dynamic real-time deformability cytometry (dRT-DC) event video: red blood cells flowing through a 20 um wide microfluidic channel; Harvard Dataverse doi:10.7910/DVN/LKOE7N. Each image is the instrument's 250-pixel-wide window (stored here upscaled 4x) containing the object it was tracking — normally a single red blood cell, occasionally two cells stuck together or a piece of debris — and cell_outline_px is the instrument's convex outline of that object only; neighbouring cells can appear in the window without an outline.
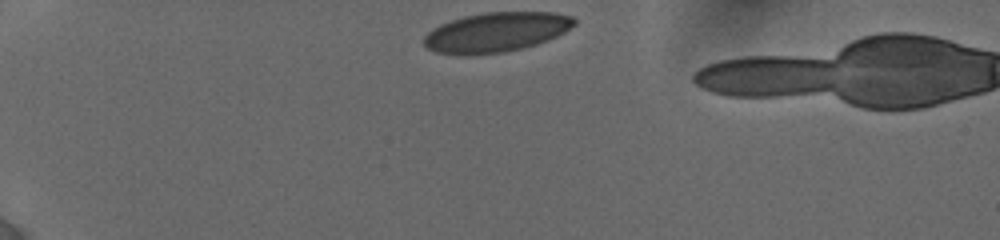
{"species": "human", "species_latin": "Homo sapiens", "temperature_condition": "cold", "stored_images_in_passage": 5, "camera_frame_rate_fps": 3000, "um_per_image_px": 0.085, "donor": {"sex": "female"}, "frame": {"image": 1, "passage_image": 1, "time_ms": 0.0, "image_size_px": [1000, 240], "cell_outline_px": [[576, 24], [564, 32], [548, 40], [536, 44], [504, 52], [436, 52], [428, 48], [424, 44], [424, 36], [432, 28], [440, 24], [464, 16], [484, 12], [552, 12], [572, 16], [576, 20]], "centroid_in_image_um": [42.23, 2.68], "position_along_channel_um": 42.8, "area_um2": 33.81}}